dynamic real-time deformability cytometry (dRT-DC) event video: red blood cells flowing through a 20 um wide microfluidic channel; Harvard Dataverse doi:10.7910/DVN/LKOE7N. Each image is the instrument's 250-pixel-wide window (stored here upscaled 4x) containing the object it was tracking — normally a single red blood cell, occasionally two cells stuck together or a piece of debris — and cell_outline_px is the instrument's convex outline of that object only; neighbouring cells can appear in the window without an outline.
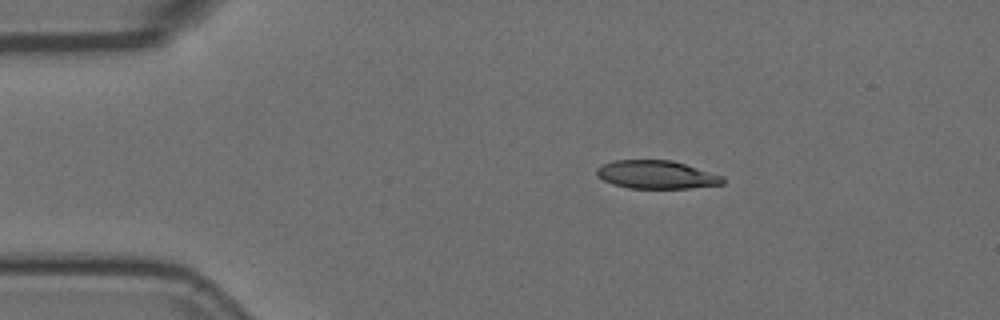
{"species": "Egyptian fruit bat (a non-hibernating species)", "species_latin": "Rousettus aegyptiacus", "temperature_condition": "room temperature", "stored_images_in_passage": 3, "camera_frame_rate_fps": 3000, "um_per_image_px": 0.085, "animal": {"sex": "female"}, "frame": {"image": 1, "passage_image": 1, "time_ms": 0.0, "image_size_px": [1000, 320], "cell_outline_px": [[724, 184], [688, 188], [628, 188], [612, 184], [596, 176], [596, 168], [600, 164], [612, 160], [672, 160], [724, 176]], "centroid_in_image_um": [55.76, 14.84], "position_along_channel_um": 29.2, "area_um2": 20.87}}